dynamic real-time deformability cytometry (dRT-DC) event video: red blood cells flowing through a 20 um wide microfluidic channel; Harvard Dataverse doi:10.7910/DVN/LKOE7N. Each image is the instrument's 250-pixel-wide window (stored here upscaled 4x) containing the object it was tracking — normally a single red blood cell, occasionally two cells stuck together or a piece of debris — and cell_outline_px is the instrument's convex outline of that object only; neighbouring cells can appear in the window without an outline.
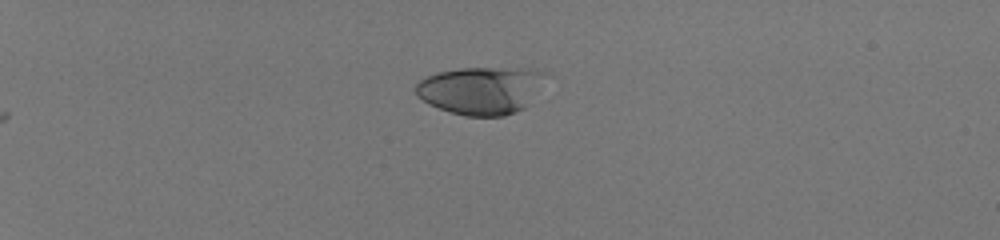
{"species": "human", "species_latin": "Homo sapiens", "temperature_condition": "room temperature", "stored_images_in_passage": 39, "camera_frame_rate_fps": 3000, "um_per_image_px": 0.085, "donor": {"sex": "male"}, "frame": {"image": 1, "passage_image": 1, "time_ms": 0.0, "image_size_px": [1000, 240], "cell_outline_px": [[544, 72], [524, 108], [516, 112], [504, 116], [464, 116], [448, 112], [428, 104], [416, 96], [416, 84], [420, 80], [436, 72], [460, 68], [532, 68]], "centroid_in_image_um": [40.76, 7.68], "position_along_channel_um": 44.2, "area_um2": 35.49}}
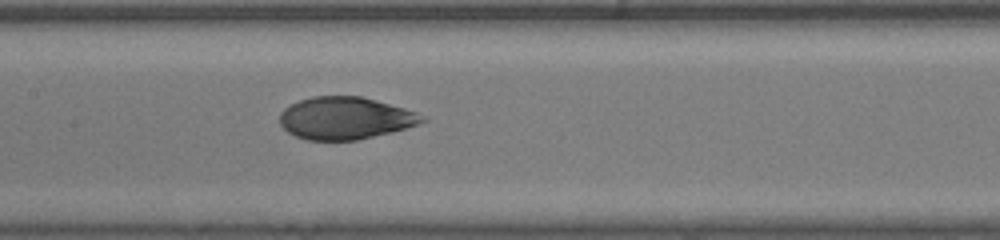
{"frame": {"image": 2, "passage_image": 17, "time_ms": 5.333, "image_size_px": [1000, 240], "cell_outline_px": [[428, 120], [392, 132], [356, 140], [308, 140], [296, 136], [288, 132], [280, 124], [280, 112], [284, 108], [300, 100], [312, 96], [360, 96], [376, 100], [404, 108], [416, 112], [424, 116]], "centroid_in_image_um": [29.33, 10.04], "position_along_channel_um": 178.1, "area_um2": 34.91}}
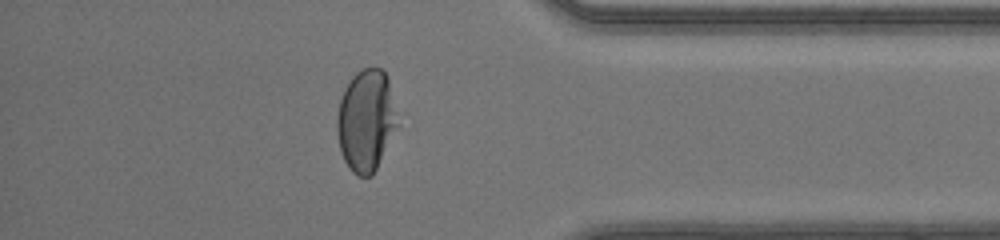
{"frame": {"image": 3, "passage_image": 34, "time_ms": 11.0, "image_size_px": [1000, 240], "cell_outline_px": [[400, 124], [372, 176], [360, 176], [352, 172], [344, 160], [340, 152], [336, 132], [336, 116], [340, 100], [344, 88], [352, 76], [356, 72], [364, 68], [380, 68], [388, 76]], "centroid_in_image_um": [31.12, 10.24], "position_along_channel_um": 404.1, "area_um2": 36.41}, "authors_computed_cell_mechanics": {"area_um2": 36.1828, "velocity_mm_per_s": 4.1534, "shape_relaxation_time_tau1_ms": 5.6363, "shape_relaxation_time_tau2_ms": null, "deformation_change_tau1": 0.2231, "deformation_change_tau2": null}}